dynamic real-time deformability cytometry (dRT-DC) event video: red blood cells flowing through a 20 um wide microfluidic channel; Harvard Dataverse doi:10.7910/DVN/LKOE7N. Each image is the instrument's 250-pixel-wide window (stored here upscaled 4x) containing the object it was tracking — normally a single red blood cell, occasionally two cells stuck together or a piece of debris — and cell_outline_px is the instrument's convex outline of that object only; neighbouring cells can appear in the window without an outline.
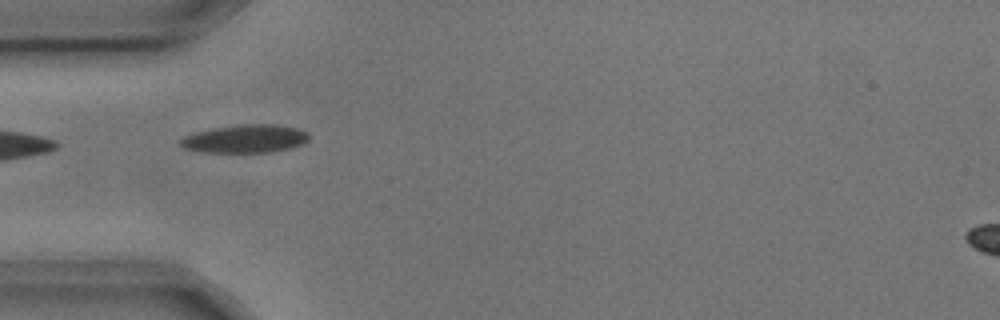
{"species": "common noctule bat (a hibernating species)", "species_latin": "Nyctalus noctula", "temperature_condition": "cold", "stored_images_in_passage": 5, "camera_frame_rate_fps": 3000, "um_per_image_px": 0.085, "animal": {"sex": "male", "body_mass_g": 17.9, "forearm_length_mm": 54.2}, "frame": {"image": 1, "passage_image": 3, "time_ms": 0.667, "image_size_px": [1000, 320], "cell_outline_px": [[308, 140], [304, 144], [272, 152], [204, 152], [184, 148], [180, 144], [180, 140], [184, 136], [196, 132], [212, 128], [240, 124], [276, 124], [296, 128], [308, 132]], "centroid_in_image_um": [20.86, 11.79], "position_along_channel_um": 64.1, "area_um2": 21.04}}
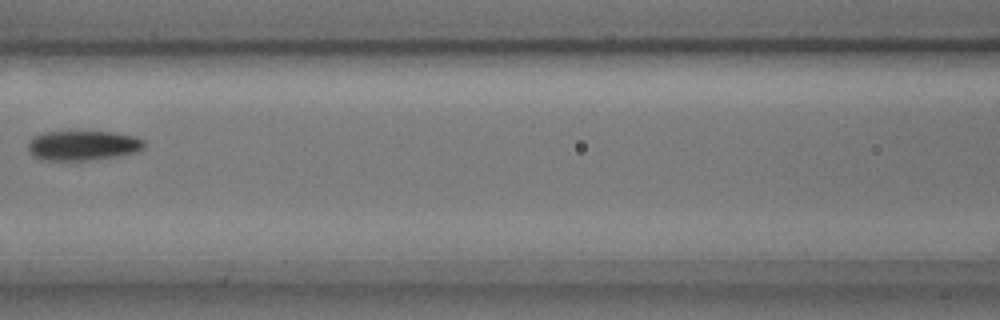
{"frame": {"image": 2, "passage_image": 5, "time_ms": 1.333, "image_size_px": [1000, 320], "cell_outline_px": [[144, 148], [136, 152], [116, 156], [88, 160], [40, 160], [32, 156], [28, 148], [28, 144], [36, 136], [44, 132], [112, 132], [136, 136], [144, 140]], "centroid_in_image_um": [7.06, 12.37], "position_along_channel_um": 159.5, "area_um2": 20.0}}